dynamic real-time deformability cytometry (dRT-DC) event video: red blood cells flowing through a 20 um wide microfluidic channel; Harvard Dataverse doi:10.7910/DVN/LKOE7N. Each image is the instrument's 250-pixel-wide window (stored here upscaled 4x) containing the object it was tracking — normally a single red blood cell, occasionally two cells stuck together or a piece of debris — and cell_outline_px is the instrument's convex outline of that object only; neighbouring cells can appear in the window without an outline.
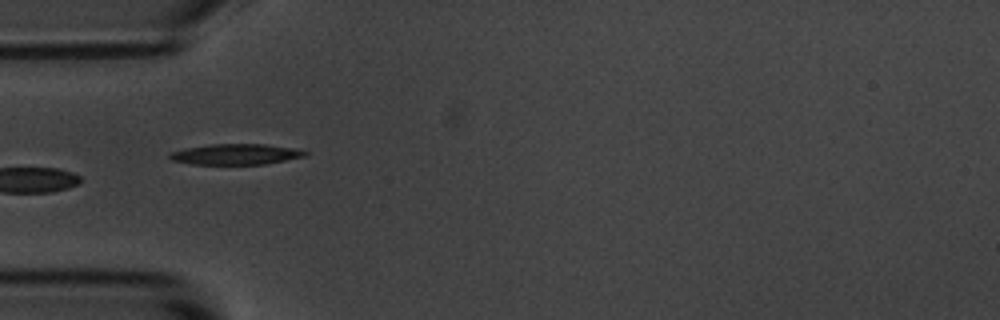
{"species": "common noctule bat (a hibernating species)", "species_latin": "Nyctalus noctula", "temperature_condition": "room temperature", "stored_images_in_passage": 15, "camera_frame_rate_fps": 3000, "um_per_image_px": 0.085, "animal": {"sex": "male", "body_mass_g": 20.1, "forearm_length_mm": 53.5}, "frame": {"image": 1, "passage_image": 5, "time_ms": 5.333, "image_size_px": [1000, 320], "cell_outline_px": [[308, 152], [304, 156], [264, 164], [192, 164], [172, 160], [168, 156], [168, 152], [184, 148], [212, 144], [264, 144], [292, 148]], "centroid_in_image_um": [19.96, 13.11], "position_along_channel_um": 65.0, "area_um2": 16.13}}
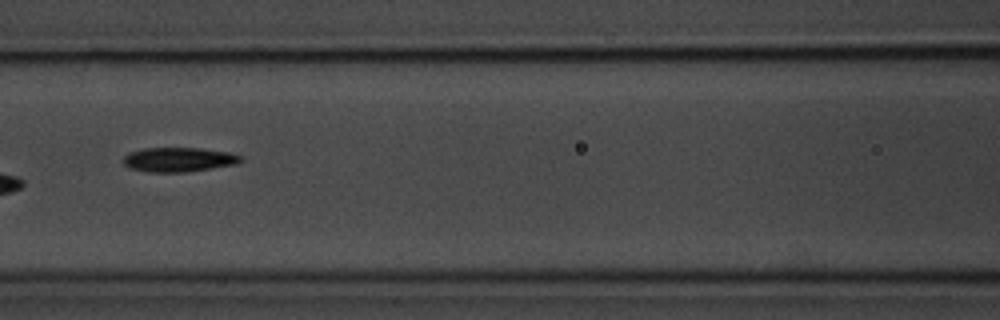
{"frame": {"image": 2, "passage_image": 7, "time_ms": 7.667, "image_size_px": [1000, 320], "cell_outline_px": [[244, 160], [236, 164], [188, 172], [148, 172], [128, 168], [124, 164], [124, 156], [128, 152], [144, 148], [200, 148], [228, 152], [240, 156]], "centroid_in_image_um": [15.17, 13.57], "position_along_channel_um": 151.4, "area_um2": 16.76}}
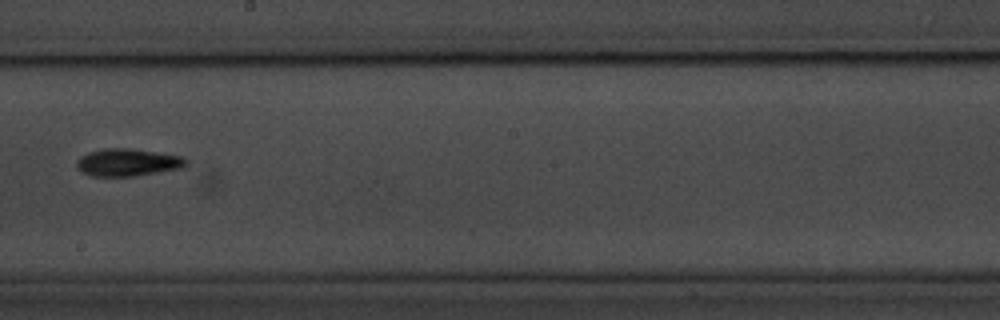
{"frame": {"image": 3, "passage_image": 9, "time_ms": 10.0, "image_size_px": [1000, 320], "cell_outline_px": [[188, 164], [180, 168], [136, 176], [92, 176], [80, 172], [76, 168], [76, 160], [80, 156], [88, 152], [104, 148], [128, 148], [180, 156], [188, 160]], "centroid_in_image_um": [10.78, 13.81], "position_along_channel_um": 237.4, "area_um2": 17.51}}